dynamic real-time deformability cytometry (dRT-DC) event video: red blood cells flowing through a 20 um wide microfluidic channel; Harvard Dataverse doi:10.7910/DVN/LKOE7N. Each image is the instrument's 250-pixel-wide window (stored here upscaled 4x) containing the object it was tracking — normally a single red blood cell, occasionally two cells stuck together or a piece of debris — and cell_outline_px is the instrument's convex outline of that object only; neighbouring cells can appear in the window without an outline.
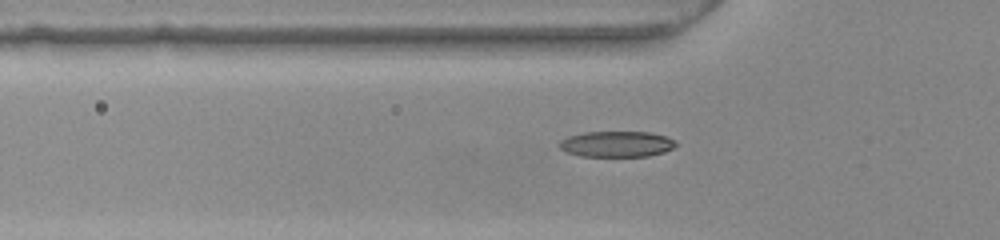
{"species": "common noctule bat (a hibernating species)", "species_latin": "Nyctalus noctula", "temperature_condition": "warm", "stored_images_in_passage": 32, "camera_frame_rate_fps": 3000, "um_per_image_px": 0.085, "animal": {"sex": "female", "body_mass_g": 22.0, "forearm_length_mm": 56.7}, "frame": {"image": 1, "passage_image": 3, "time_ms": 0.667, "image_size_px": [1000, 240], "cell_outline_px": [[676, 144], [672, 148], [664, 152], [648, 156], [580, 156], [568, 152], [560, 148], [556, 144], [560, 140], [568, 136], [584, 132], [648, 132], [668, 136]], "centroid_in_image_um": [52.38, 12.24], "position_along_channel_um": 73.4, "area_um2": 17.51}}
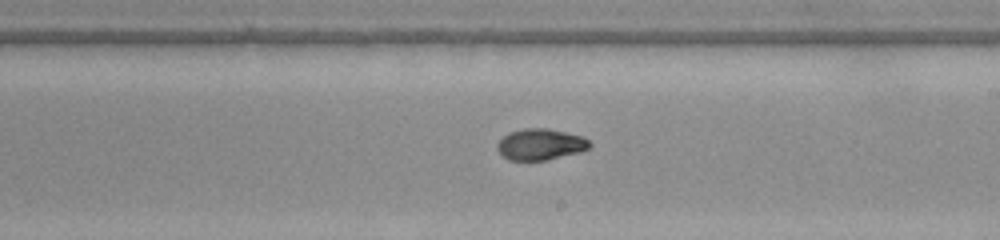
{"frame": {"image": 2, "passage_image": 16, "time_ms": 5.0, "image_size_px": [1000, 240], "cell_outline_px": [[592, 144], [588, 148], [580, 152], [544, 160], [508, 160], [496, 148], [496, 144], [508, 132], [524, 128], [544, 128], [584, 136]], "centroid_in_image_um": [45.93, 12.26], "position_along_channel_um": 243.1, "area_um2": 16.7}}
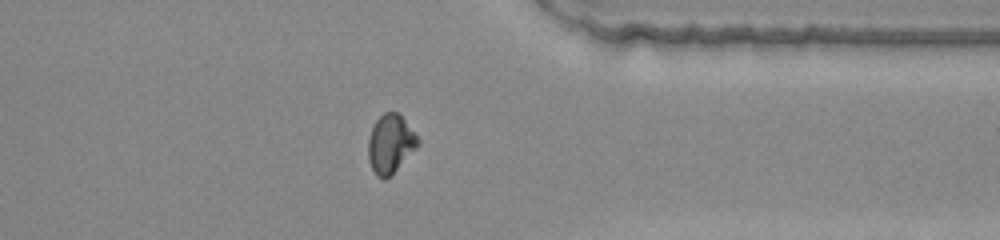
{"frame": {"image": 3, "passage_image": 27, "time_ms": 8.667, "image_size_px": [1000, 240], "cell_outline_px": [[420, 144], [392, 176], [384, 180], [376, 176], [368, 160], [368, 136], [376, 120], [384, 112], [396, 112], [404, 120], [420, 140]], "centroid_in_image_um": [33.18, 12.28], "position_along_channel_um": 378.2, "area_um2": 17.11}, "authors_computed_cell_mechanics": {"area_um2": 17.051, "velocity_mm_per_s": 3.9044, "shape_relaxation_time_tau1_ms": 8.3414, "shape_relaxation_time_tau2_ms": 2.5442, "deformation_change_tau1": 0.2766, "deformation_change_tau2": 0.0578}}